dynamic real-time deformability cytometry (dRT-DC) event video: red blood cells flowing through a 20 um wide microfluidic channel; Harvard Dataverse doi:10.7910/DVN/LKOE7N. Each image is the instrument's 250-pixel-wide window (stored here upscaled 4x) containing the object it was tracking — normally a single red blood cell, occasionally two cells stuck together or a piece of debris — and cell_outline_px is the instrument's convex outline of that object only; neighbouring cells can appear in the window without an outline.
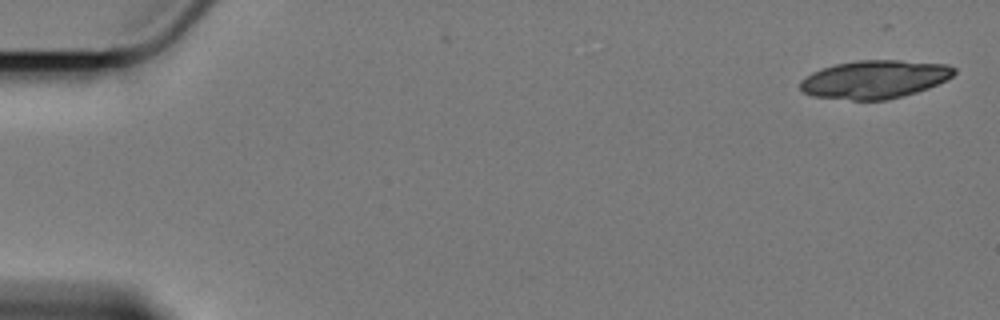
{"species": "Egyptian fruit bat (a non-hibernating species)", "species_latin": "Rousettus aegyptiacus", "temperature_condition": "cold", "stored_images_in_passage": 5, "camera_frame_rate_fps": 3000, "um_per_image_px": 0.085, "animal": {"sex": "female"}, "frame": {"image": 1, "passage_image": 1, "time_ms": 0.0, "image_size_px": [1000, 320], "cell_outline_px": [[956, 72], [948, 80], [928, 88], [904, 96], [888, 100], [852, 100], [812, 96], [804, 92], [800, 88], [800, 80], [812, 72], [820, 68], [836, 64], [856, 60], [900, 60], [948, 64], [956, 68]], "centroid_in_image_um": [74.36, 6.74], "position_along_channel_um": 10.6, "area_um2": 34.56}}